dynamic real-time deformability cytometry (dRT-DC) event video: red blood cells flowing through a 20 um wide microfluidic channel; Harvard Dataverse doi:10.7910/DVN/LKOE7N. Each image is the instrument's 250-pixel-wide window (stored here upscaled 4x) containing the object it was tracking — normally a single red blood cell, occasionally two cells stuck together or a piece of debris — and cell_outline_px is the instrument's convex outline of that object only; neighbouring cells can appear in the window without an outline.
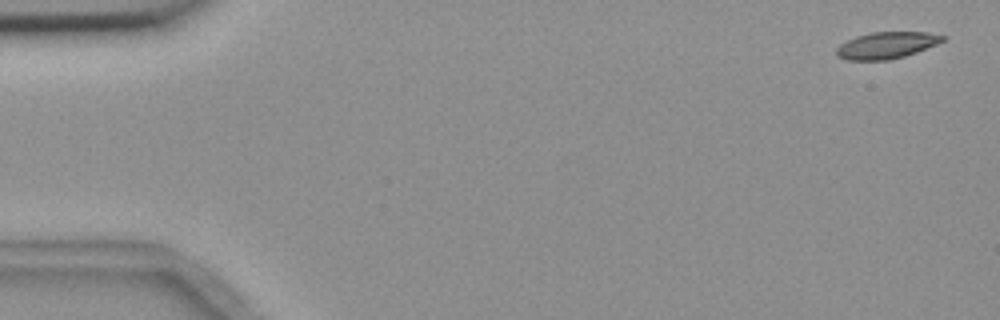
{"species": "common noctule bat (a hibernating species)", "species_latin": "Nyctalus noctula", "temperature_condition": "room temperature", "stored_images_in_passage": 5, "camera_frame_rate_fps": 3000, "um_per_image_px": 0.085, "animal": {"sex": "female", "body_mass_g": 18.4}, "frame": {"image": 1, "passage_image": 1, "time_ms": 0.0, "image_size_px": [1000, 320], "cell_outline_px": [[948, 36], [944, 40], [936, 44], [916, 52], [904, 56], [888, 60], [848, 60], [836, 56], [836, 48], [840, 44], [856, 36], [872, 32], [928, 32]], "centroid_in_image_um": [75.35, 3.84], "position_along_channel_um": 9.6, "area_um2": 16.47}}
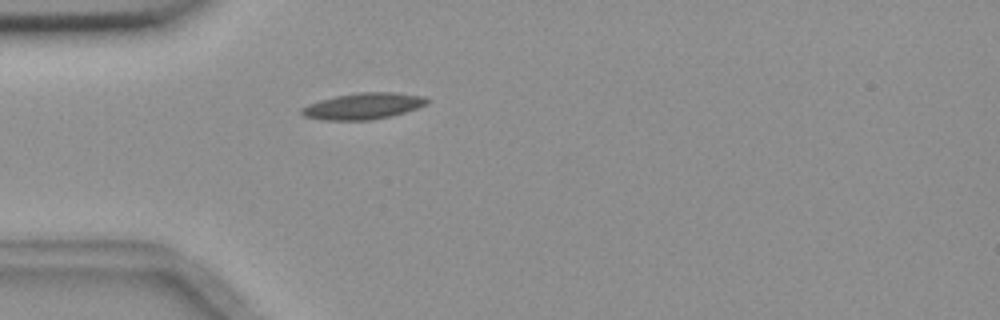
{"frame": {"image": 2, "passage_image": 5, "time_ms": 4.667, "image_size_px": [1000, 320], "cell_outline_px": [[428, 100], [424, 104], [416, 108], [392, 116], [372, 120], [324, 120], [304, 116], [300, 112], [300, 108], [308, 104], [320, 100], [336, 96], [360, 92], [392, 92], [424, 96]], "centroid_in_image_um": [30.83, 9.02], "position_along_channel_um": 54.2, "area_um2": 19.07}}